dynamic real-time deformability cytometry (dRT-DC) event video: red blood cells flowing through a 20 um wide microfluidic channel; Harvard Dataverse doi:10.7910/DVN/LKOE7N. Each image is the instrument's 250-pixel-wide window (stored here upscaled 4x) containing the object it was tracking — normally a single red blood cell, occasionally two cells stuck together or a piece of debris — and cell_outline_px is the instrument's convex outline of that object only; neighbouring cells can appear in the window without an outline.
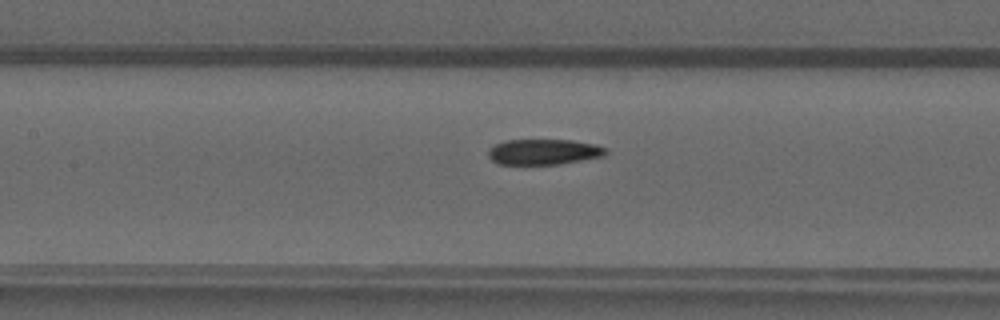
{"species": "common noctule bat (a hibernating species)", "species_latin": "Nyctalus noctula", "temperature_condition": "warm", "stored_images_in_passage": 49, "camera_frame_rate_fps": 3000, "um_per_image_px": 0.085, "animal": {"sex": "male", "forearm_length_mm": 52.5}, "frame": {"image": 1, "passage_image": 23, "time_ms": 7.333, "image_size_px": [1000, 320], "cell_outline_px": [[608, 152], [604, 156], [560, 164], [496, 164], [488, 156], [488, 152], [496, 144], [504, 140], [572, 140], [596, 144], [608, 148]], "centroid_in_image_um": [46.26, 12.91], "position_along_channel_um": 161.1, "area_um2": 17.57}}
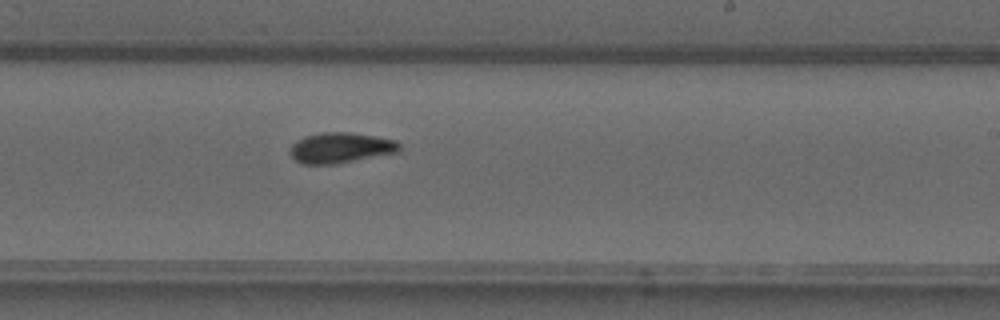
{"frame": {"image": 2, "passage_image": 30, "time_ms": 9.667, "image_size_px": [1000, 320], "cell_outline_px": [[400, 152], [336, 164], [304, 164], [296, 160], [288, 152], [292, 144], [304, 136], [320, 132], [348, 132], [396, 140], [400, 144]], "centroid_in_image_um": [28.95, 12.56], "position_along_channel_um": 260.1, "area_um2": 19.48}}
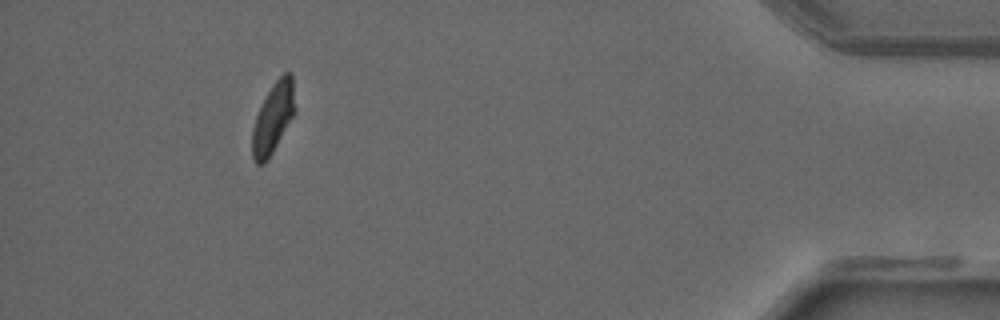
{"frame": {"image": 3, "passage_image": 45, "time_ms": 14.667, "image_size_px": [1000, 320], "cell_outline_px": [[296, 108], [292, 116], [272, 152], [264, 164], [256, 164], [252, 156], [252, 132], [256, 116], [272, 84], [284, 72], [292, 72]], "centroid_in_image_um": [23.22, 9.99], "position_along_channel_um": 412.0, "area_um2": 17.17}}